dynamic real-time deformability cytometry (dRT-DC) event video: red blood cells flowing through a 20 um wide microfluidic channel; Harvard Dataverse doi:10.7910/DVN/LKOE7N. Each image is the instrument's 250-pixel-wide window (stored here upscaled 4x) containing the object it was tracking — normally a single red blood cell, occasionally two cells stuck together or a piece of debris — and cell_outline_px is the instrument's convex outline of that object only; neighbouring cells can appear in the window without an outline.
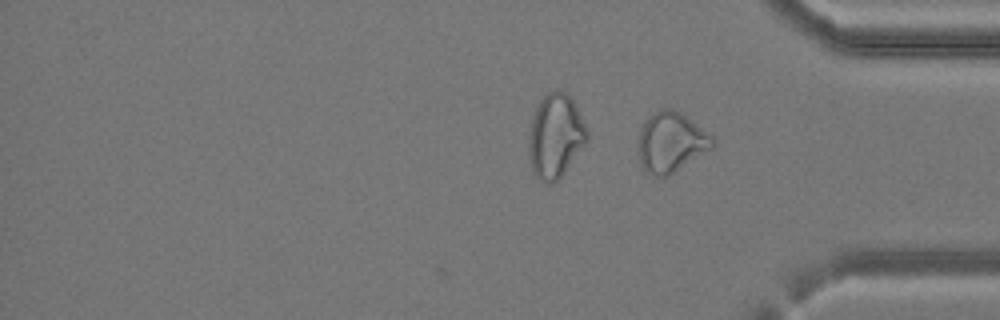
{"species": "common noctule bat (a hibernating species)", "species_latin": "Nyctalus noctula", "temperature_condition": "cold", "stored_images_in_passage": 27, "camera_frame_rate_fps": 3000, "um_per_image_px": 0.085, "animal": {"sex": "female", "body_mass_g": 24.6, "forearm_length_mm": 56.2}, "frame": {"image": 1, "passage_image": 27, "time_ms": 8.667, "image_size_px": [1000, 320], "cell_outline_px": [[716, 140], [712, 148], [668, 176], [656, 176], [648, 172], [640, 164], [640, 128], [644, 120], [648, 116], [664, 108], [672, 108], [680, 112], [712, 136]], "centroid_in_image_um": [57.05, 12.08], "position_along_channel_um": 378.2, "area_um2": 25.49}}